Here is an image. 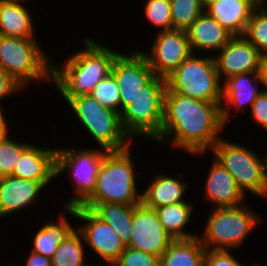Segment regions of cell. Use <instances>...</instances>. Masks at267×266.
<instances>
[{
    "mask_svg": "<svg viewBox=\"0 0 267 266\" xmlns=\"http://www.w3.org/2000/svg\"><path fill=\"white\" fill-rule=\"evenodd\" d=\"M225 127L221 102L183 96L167 87L162 130L153 141L201 156L221 138Z\"/></svg>",
    "mask_w": 267,
    "mask_h": 266,
    "instance_id": "1",
    "label": "cell"
},
{
    "mask_svg": "<svg viewBox=\"0 0 267 266\" xmlns=\"http://www.w3.org/2000/svg\"><path fill=\"white\" fill-rule=\"evenodd\" d=\"M84 39L85 49L69 54L64 64L52 61L51 83L62 97L90 94L111 73L113 62L120 54L89 37Z\"/></svg>",
    "mask_w": 267,
    "mask_h": 266,
    "instance_id": "2",
    "label": "cell"
},
{
    "mask_svg": "<svg viewBox=\"0 0 267 266\" xmlns=\"http://www.w3.org/2000/svg\"><path fill=\"white\" fill-rule=\"evenodd\" d=\"M131 149L130 146L121 151H109L104 156L95 190L84 203L138 205L142 202V191H137L139 177Z\"/></svg>",
    "mask_w": 267,
    "mask_h": 266,
    "instance_id": "3",
    "label": "cell"
},
{
    "mask_svg": "<svg viewBox=\"0 0 267 266\" xmlns=\"http://www.w3.org/2000/svg\"><path fill=\"white\" fill-rule=\"evenodd\" d=\"M46 54L36 38L0 35V67L23 89L31 81H52V60Z\"/></svg>",
    "mask_w": 267,
    "mask_h": 266,
    "instance_id": "4",
    "label": "cell"
},
{
    "mask_svg": "<svg viewBox=\"0 0 267 266\" xmlns=\"http://www.w3.org/2000/svg\"><path fill=\"white\" fill-rule=\"evenodd\" d=\"M167 81L155 76L126 105L120 114L123 130L130 136L154 140L161 132L164 120Z\"/></svg>",
    "mask_w": 267,
    "mask_h": 266,
    "instance_id": "5",
    "label": "cell"
},
{
    "mask_svg": "<svg viewBox=\"0 0 267 266\" xmlns=\"http://www.w3.org/2000/svg\"><path fill=\"white\" fill-rule=\"evenodd\" d=\"M245 203L236 207L212 208L204 232L199 236L208 250L240 249L248 235L261 224L260 215Z\"/></svg>",
    "mask_w": 267,
    "mask_h": 266,
    "instance_id": "6",
    "label": "cell"
},
{
    "mask_svg": "<svg viewBox=\"0 0 267 266\" xmlns=\"http://www.w3.org/2000/svg\"><path fill=\"white\" fill-rule=\"evenodd\" d=\"M63 99L101 148L121 151L130 147L132 139L123 130L119 113L103 107L90 94Z\"/></svg>",
    "mask_w": 267,
    "mask_h": 266,
    "instance_id": "7",
    "label": "cell"
},
{
    "mask_svg": "<svg viewBox=\"0 0 267 266\" xmlns=\"http://www.w3.org/2000/svg\"><path fill=\"white\" fill-rule=\"evenodd\" d=\"M192 53L167 78V87L174 93L208 102L222 101V82L214 57Z\"/></svg>",
    "mask_w": 267,
    "mask_h": 266,
    "instance_id": "8",
    "label": "cell"
},
{
    "mask_svg": "<svg viewBox=\"0 0 267 266\" xmlns=\"http://www.w3.org/2000/svg\"><path fill=\"white\" fill-rule=\"evenodd\" d=\"M213 157L235 179L245 196L247 192L264 198L265 157L261 158L248 146L220 138L211 148Z\"/></svg>",
    "mask_w": 267,
    "mask_h": 266,
    "instance_id": "9",
    "label": "cell"
},
{
    "mask_svg": "<svg viewBox=\"0 0 267 266\" xmlns=\"http://www.w3.org/2000/svg\"><path fill=\"white\" fill-rule=\"evenodd\" d=\"M109 151L101 148H57L56 178L69 170L70 180L74 185V196L64 203V208L81 206L93 193L96 178L104 156Z\"/></svg>",
    "mask_w": 267,
    "mask_h": 266,
    "instance_id": "10",
    "label": "cell"
},
{
    "mask_svg": "<svg viewBox=\"0 0 267 266\" xmlns=\"http://www.w3.org/2000/svg\"><path fill=\"white\" fill-rule=\"evenodd\" d=\"M70 213V214H69ZM71 217L83 222L77 230L84 238V245L96 253L105 263L113 265L127 247L116 234L115 230L99 219L90 209L82 206L68 208ZM85 223V224H84Z\"/></svg>",
    "mask_w": 267,
    "mask_h": 266,
    "instance_id": "11",
    "label": "cell"
},
{
    "mask_svg": "<svg viewBox=\"0 0 267 266\" xmlns=\"http://www.w3.org/2000/svg\"><path fill=\"white\" fill-rule=\"evenodd\" d=\"M150 53L141 52L155 76L167 78L193 52L183 29L158 31Z\"/></svg>",
    "mask_w": 267,
    "mask_h": 266,
    "instance_id": "12",
    "label": "cell"
},
{
    "mask_svg": "<svg viewBox=\"0 0 267 266\" xmlns=\"http://www.w3.org/2000/svg\"><path fill=\"white\" fill-rule=\"evenodd\" d=\"M131 229V239L126 246L159 258L174 240L163 228L155 210L142 202L135 205Z\"/></svg>",
    "mask_w": 267,
    "mask_h": 266,
    "instance_id": "13",
    "label": "cell"
},
{
    "mask_svg": "<svg viewBox=\"0 0 267 266\" xmlns=\"http://www.w3.org/2000/svg\"><path fill=\"white\" fill-rule=\"evenodd\" d=\"M111 73L119 86L121 112L155 77L149 63L139 50L129 55L120 53L113 62Z\"/></svg>",
    "mask_w": 267,
    "mask_h": 266,
    "instance_id": "14",
    "label": "cell"
},
{
    "mask_svg": "<svg viewBox=\"0 0 267 266\" xmlns=\"http://www.w3.org/2000/svg\"><path fill=\"white\" fill-rule=\"evenodd\" d=\"M217 53L213 57L221 82L236 74L258 72L262 55L243 35L234 36Z\"/></svg>",
    "mask_w": 267,
    "mask_h": 266,
    "instance_id": "15",
    "label": "cell"
},
{
    "mask_svg": "<svg viewBox=\"0 0 267 266\" xmlns=\"http://www.w3.org/2000/svg\"><path fill=\"white\" fill-rule=\"evenodd\" d=\"M223 83L221 112L223 123L227 126L230 118H232L230 109L233 108L235 112L246 113V108L243 107L248 105L251 108L253 102L262 92V87H257L261 84L258 72L236 74L225 79Z\"/></svg>",
    "mask_w": 267,
    "mask_h": 266,
    "instance_id": "16",
    "label": "cell"
},
{
    "mask_svg": "<svg viewBox=\"0 0 267 266\" xmlns=\"http://www.w3.org/2000/svg\"><path fill=\"white\" fill-rule=\"evenodd\" d=\"M57 149L30 144L21 154L13 170V177L40 181L47 187L56 179Z\"/></svg>",
    "mask_w": 267,
    "mask_h": 266,
    "instance_id": "17",
    "label": "cell"
},
{
    "mask_svg": "<svg viewBox=\"0 0 267 266\" xmlns=\"http://www.w3.org/2000/svg\"><path fill=\"white\" fill-rule=\"evenodd\" d=\"M207 180H205L203 197L216 208L236 207L245 204V195L237 187L233 176L213 158Z\"/></svg>",
    "mask_w": 267,
    "mask_h": 266,
    "instance_id": "18",
    "label": "cell"
},
{
    "mask_svg": "<svg viewBox=\"0 0 267 266\" xmlns=\"http://www.w3.org/2000/svg\"><path fill=\"white\" fill-rule=\"evenodd\" d=\"M46 187L40 181L13 176L0 178V218L31 207ZM2 216V217H1Z\"/></svg>",
    "mask_w": 267,
    "mask_h": 266,
    "instance_id": "19",
    "label": "cell"
},
{
    "mask_svg": "<svg viewBox=\"0 0 267 266\" xmlns=\"http://www.w3.org/2000/svg\"><path fill=\"white\" fill-rule=\"evenodd\" d=\"M190 47L196 50L214 52L221 50L234 35L206 12L202 13L186 29ZM196 49V50H195Z\"/></svg>",
    "mask_w": 267,
    "mask_h": 266,
    "instance_id": "20",
    "label": "cell"
},
{
    "mask_svg": "<svg viewBox=\"0 0 267 266\" xmlns=\"http://www.w3.org/2000/svg\"><path fill=\"white\" fill-rule=\"evenodd\" d=\"M262 0H218L209 5L205 12L230 31L242 36L252 11Z\"/></svg>",
    "mask_w": 267,
    "mask_h": 266,
    "instance_id": "21",
    "label": "cell"
},
{
    "mask_svg": "<svg viewBox=\"0 0 267 266\" xmlns=\"http://www.w3.org/2000/svg\"><path fill=\"white\" fill-rule=\"evenodd\" d=\"M145 190L142 191V203L151 209L184 202L187 181L183 174L178 177L156 174ZM185 180V181H184Z\"/></svg>",
    "mask_w": 267,
    "mask_h": 266,
    "instance_id": "22",
    "label": "cell"
},
{
    "mask_svg": "<svg viewBox=\"0 0 267 266\" xmlns=\"http://www.w3.org/2000/svg\"><path fill=\"white\" fill-rule=\"evenodd\" d=\"M21 1H0V35L34 38V20Z\"/></svg>",
    "mask_w": 267,
    "mask_h": 266,
    "instance_id": "23",
    "label": "cell"
},
{
    "mask_svg": "<svg viewBox=\"0 0 267 266\" xmlns=\"http://www.w3.org/2000/svg\"><path fill=\"white\" fill-rule=\"evenodd\" d=\"M63 210L65 211L58 213L57 222L51 219L50 222H46L39 228L33 237L31 251L51 258L57 250V247L76 229L65 216L68 208Z\"/></svg>",
    "mask_w": 267,
    "mask_h": 266,
    "instance_id": "24",
    "label": "cell"
},
{
    "mask_svg": "<svg viewBox=\"0 0 267 266\" xmlns=\"http://www.w3.org/2000/svg\"><path fill=\"white\" fill-rule=\"evenodd\" d=\"M81 206L90 209L99 219L109 224L125 245L130 242L135 205L83 203Z\"/></svg>",
    "mask_w": 267,
    "mask_h": 266,
    "instance_id": "25",
    "label": "cell"
},
{
    "mask_svg": "<svg viewBox=\"0 0 267 266\" xmlns=\"http://www.w3.org/2000/svg\"><path fill=\"white\" fill-rule=\"evenodd\" d=\"M206 248L199 236L173 240L159 258V266H204Z\"/></svg>",
    "mask_w": 267,
    "mask_h": 266,
    "instance_id": "26",
    "label": "cell"
},
{
    "mask_svg": "<svg viewBox=\"0 0 267 266\" xmlns=\"http://www.w3.org/2000/svg\"><path fill=\"white\" fill-rule=\"evenodd\" d=\"M195 208L187 201L155 208L159 221L166 232L174 239H190L199 236L198 233L186 231V226L192 220Z\"/></svg>",
    "mask_w": 267,
    "mask_h": 266,
    "instance_id": "27",
    "label": "cell"
},
{
    "mask_svg": "<svg viewBox=\"0 0 267 266\" xmlns=\"http://www.w3.org/2000/svg\"><path fill=\"white\" fill-rule=\"evenodd\" d=\"M82 234L75 229L66 240L57 247L51 257L52 266H88L84 260L85 247Z\"/></svg>",
    "mask_w": 267,
    "mask_h": 266,
    "instance_id": "28",
    "label": "cell"
},
{
    "mask_svg": "<svg viewBox=\"0 0 267 266\" xmlns=\"http://www.w3.org/2000/svg\"><path fill=\"white\" fill-rule=\"evenodd\" d=\"M265 1L267 0H262L252 11L243 34L262 56L267 55V7H264L267 2Z\"/></svg>",
    "mask_w": 267,
    "mask_h": 266,
    "instance_id": "29",
    "label": "cell"
},
{
    "mask_svg": "<svg viewBox=\"0 0 267 266\" xmlns=\"http://www.w3.org/2000/svg\"><path fill=\"white\" fill-rule=\"evenodd\" d=\"M173 29H188L205 12L201 0H171Z\"/></svg>",
    "mask_w": 267,
    "mask_h": 266,
    "instance_id": "30",
    "label": "cell"
},
{
    "mask_svg": "<svg viewBox=\"0 0 267 266\" xmlns=\"http://www.w3.org/2000/svg\"><path fill=\"white\" fill-rule=\"evenodd\" d=\"M9 135L7 133L0 141V178L12 176L21 154L31 144L11 139Z\"/></svg>",
    "mask_w": 267,
    "mask_h": 266,
    "instance_id": "31",
    "label": "cell"
},
{
    "mask_svg": "<svg viewBox=\"0 0 267 266\" xmlns=\"http://www.w3.org/2000/svg\"><path fill=\"white\" fill-rule=\"evenodd\" d=\"M90 95L103 107L121 114L120 90L112 73L98 82Z\"/></svg>",
    "mask_w": 267,
    "mask_h": 266,
    "instance_id": "32",
    "label": "cell"
},
{
    "mask_svg": "<svg viewBox=\"0 0 267 266\" xmlns=\"http://www.w3.org/2000/svg\"><path fill=\"white\" fill-rule=\"evenodd\" d=\"M144 13L151 25L158 27L159 31L172 30L171 5L166 0H147ZM161 28V29H160Z\"/></svg>",
    "mask_w": 267,
    "mask_h": 266,
    "instance_id": "33",
    "label": "cell"
},
{
    "mask_svg": "<svg viewBox=\"0 0 267 266\" xmlns=\"http://www.w3.org/2000/svg\"><path fill=\"white\" fill-rule=\"evenodd\" d=\"M113 266H159V257L126 247Z\"/></svg>",
    "mask_w": 267,
    "mask_h": 266,
    "instance_id": "34",
    "label": "cell"
},
{
    "mask_svg": "<svg viewBox=\"0 0 267 266\" xmlns=\"http://www.w3.org/2000/svg\"><path fill=\"white\" fill-rule=\"evenodd\" d=\"M234 257L231 250H208L204 256V266H244Z\"/></svg>",
    "mask_w": 267,
    "mask_h": 266,
    "instance_id": "35",
    "label": "cell"
},
{
    "mask_svg": "<svg viewBox=\"0 0 267 266\" xmlns=\"http://www.w3.org/2000/svg\"><path fill=\"white\" fill-rule=\"evenodd\" d=\"M251 114L255 123L263 127V130L267 131V92L262 91L256 100L253 102L251 108Z\"/></svg>",
    "mask_w": 267,
    "mask_h": 266,
    "instance_id": "36",
    "label": "cell"
},
{
    "mask_svg": "<svg viewBox=\"0 0 267 266\" xmlns=\"http://www.w3.org/2000/svg\"><path fill=\"white\" fill-rule=\"evenodd\" d=\"M22 89L23 88L14 81L2 67H0V102L6 97L13 96L18 91L21 92ZM1 105L2 104L0 103V113H4Z\"/></svg>",
    "mask_w": 267,
    "mask_h": 266,
    "instance_id": "37",
    "label": "cell"
},
{
    "mask_svg": "<svg viewBox=\"0 0 267 266\" xmlns=\"http://www.w3.org/2000/svg\"><path fill=\"white\" fill-rule=\"evenodd\" d=\"M25 266H52L51 258L30 251Z\"/></svg>",
    "mask_w": 267,
    "mask_h": 266,
    "instance_id": "38",
    "label": "cell"
},
{
    "mask_svg": "<svg viewBox=\"0 0 267 266\" xmlns=\"http://www.w3.org/2000/svg\"><path fill=\"white\" fill-rule=\"evenodd\" d=\"M258 75L260 83L264 87V89L262 88V91L267 92V55L261 57Z\"/></svg>",
    "mask_w": 267,
    "mask_h": 266,
    "instance_id": "39",
    "label": "cell"
},
{
    "mask_svg": "<svg viewBox=\"0 0 267 266\" xmlns=\"http://www.w3.org/2000/svg\"><path fill=\"white\" fill-rule=\"evenodd\" d=\"M7 125L8 121L6 120L4 113H0V141L7 133H9L10 128Z\"/></svg>",
    "mask_w": 267,
    "mask_h": 266,
    "instance_id": "40",
    "label": "cell"
},
{
    "mask_svg": "<svg viewBox=\"0 0 267 266\" xmlns=\"http://www.w3.org/2000/svg\"><path fill=\"white\" fill-rule=\"evenodd\" d=\"M265 186H264V197H267V154L265 155Z\"/></svg>",
    "mask_w": 267,
    "mask_h": 266,
    "instance_id": "41",
    "label": "cell"
},
{
    "mask_svg": "<svg viewBox=\"0 0 267 266\" xmlns=\"http://www.w3.org/2000/svg\"><path fill=\"white\" fill-rule=\"evenodd\" d=\"M218 0H201L202 6L206 9L209 5L215 3Z\"/></svg>",
    "mask_w": 267,
    "mask_h": 266,
    "instance_id": "42",
    "label": "cell"
},
{
    "mask_svg": "<svg viewBox=\"0 0 267 266\" xmlns=\"http://www.w3.org/2000/svg\"><path fill=\"white\" fill-rule=\"evenodd\" d=\"M0 1H10V0H0ZM11 1H21V2H23V1H25V0H11ZM27 1V0H26Z\"/></svg>",
    "mask_w": 267,
    "mask_h": 266,
    "instance_id": "43",
    "label": "cell"
},
{
    "mask_svg": "<svg viewBox=\"0 0 267 266\" xmlns=\"http://www.w3.org/2000/svg\"><path fill=\"white\" fill-rule=\"evenodd\" d=\"M252 266H264V265H261V263L257 264V263L254 262Z\"/></svg>",
    "mask_w": 267,
    "mask_h": 266,
    "instance_id": "44",
    "label": "cell"
},
{
    "mask_svg": "<svg viewBox=\"0 0 267 266\" xmlns=\"http://www.w3.org/2000/svg\"><path fill=\"white\" fill-rule=\"evenodd\" d=\"M88 266H96V264H90V265H88ZM106 266H113V265H109V264H107Z\"/></svg>",
    "mask_w": 267,
    "mask_h": 266,
    "instance_id": "45",
    "label": "cell"
}]
</instances>
